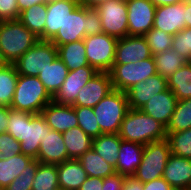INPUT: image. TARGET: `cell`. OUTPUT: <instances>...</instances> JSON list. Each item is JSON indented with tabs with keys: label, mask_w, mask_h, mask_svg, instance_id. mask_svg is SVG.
I'll return each mask as SVG.
<instances>
[{
	"label": "cell",
	"mask_w": 191,
	"mask_h": 190,
	"mask_svg": "<svg viewBox=\"0 0 191 190\" xmlns=\"http://www.w3.org/2000/svg\"><path fill=\"white\" fill-rule=\"evenodd\" d=\"M41 114H31L9 107L6 132L20 142L21 154L37 160L41 139L50 131Z\"/></svg>",
	"instance_id": "cell-1"
},
{
	"label": "cell",
	"mask_w": 191,
	"mask_h": 190,
	"mask_svg": "<svg viewBox=\"0 0 191 190\" xmlns=\"http://www.w3.org/2000/svg\"><path fill=\"white\" fill-rule=\"evenodd\" d=\"M166 127L140 109L129 108L120 125L118 135L124 141L141 145L166 139Z\"/></svg>",
	"instance_id": "cell-2"
},
{
	"label": "cell",
	"mask_w": 191,
	"mask_h": 190,
	"mask_svg": "<svg viewBox=\"0 0 191 190\" xmlns=\"http://www.w3.org/2000/svg\"><path fill=\"white\" fill-rule=\"evenodd\" d=\"M39 41L18 19L0 21V50L9 64H14Z\"/></svg>",
	"instance_id": "cell-3"
},
{
	"label": "cell",
	"mask_w": 191,
	"mask_h": 190,
	"mask_svg": "<svg viewBox=\"0 0 191 190\" xmlns=\"http://www.w3.org/2000/svg\"><path fill=\"white\" fill-rule=\"evenodd\" d=\"M51 101L53 97L38 77L19 74L11 108L41 114L43 108Z\"/></svg>",
	"instance_id": "cell-4"
},
{
	"label": "cell",
	"mask_w": 191,
	"mask_h": 190,
	"mask_svg": "<svg viewBox=\"0 0 191 190\" xmlns=\"http://www.w3.org/2000/svg\"><path fill=\"white\" fill-rule=\"evenodd\" d=\"M128 109L127 93L116 89L110 91L93 107L101 132L118 133Z\"/></svg>",
	"instance_id": "cell-5"
},
{
	"label": "cell",
	"mask_w": 191,
	"mask_h": 190,
	"mask_svg": "<svg viewBox=\"0 0 191 190\" xmlns=\"http://www.w3.org/2000/svg\"><path fill=\"white\" fill-rule=\"evenodd\" d=\"M170 155L171 151L166 139L144 145L141 163L133 176L142 183L162 178Z\"/></svg>",
	"instance_id": "cell-6"
},
{
	"label": "cell",
	"mask_w": 191,
	"mask_h": 190,
	"mask_svg": "<svg viewBox=\"0 0 191 190\" xmlns=\"http://www.w3.org/2000/svg\"><path fill=\"white\" fill-rule=\"evenodd\" d=\"M153 56L128 64H113L109 74L113 89L127 92L132 86L156 74Z\"/></svg>",
	"instance_id": "cell-7"
},
{
	"label": "cell",
	"mask_w": 191,
	"mask_h": 190,
	"mask_svg": "<svg viewBox=\"0 0 191 190\" xmlns=\"http://www.w3.org/2000/svg\"><path fill=\"white\" fill-rule=\"evenodd\" d=\"M117 40L106 33L86 36L83 39L87 61L97 72L109 73L112 69Z\"/></svg>",
	"instance_id": "cell-8"
},
{
	"label": "cell",
	"mask_w": 191,
	"mask_h": 190,
	"mask_svg": "<svg viewBox=\"0 0 191 190\" xmlns=\"http://www.w3.org/2000/svg\"><path fill=\"white\" fill-rule=\"evenodd\" d=\"M57 56L58 49L51 41L39 40L14 63V66L20 75L37 77Z\"/></svg>",
	"instance_id": "cell-9"
},
{
	"label": "cell",
	"mask_w": 191,
	"mask_h": 190,
	"mask_svg": "<svg viewBox=\"0 0 191 190\" xmlns=\"http://www.w3.org/2000/svg\"><path fill=\"white\" fill-rule=\"evenodd\" d=\"M96 10L101 19L103 33L117 39L128 35L126 0H108Z\"/></svg>",
	"instance_id": "cell-10"
},
{
	"label": "cell",
	"mask_w": 191,
	"mask_h": 190,
	"mask_svg": "<svg viewBox=\"0 0 191 190\" xmlns=\"http://www.w3.org/2000/svg\"><path fill=\"white\" fill-rule=\"evenodd\" d=\"M88 36V8L80 4L69 13L62 28L50 40L56 47Z\"/></svg>",
	"instance_id": "cell-11"
},
{
	"label": "cell",
	"mask_w": 191,
	"mask_h": 190,
	"mask_svg": "<svg viewBox=\"0 0 191 190\" xmlns=\"http://www.w3.org/2000/svg\"><path fill=\"white\" fill-rule=\"evenodd\" d=\"M128 35L144 36L154 25L156 6L149 0H126Z\"/></svg>",
	"instance_id": "cell-12"
},
{
	"label": "cell",
	"mask_w": 191,
	"mask_h": 190,
	"mask_svg": "<svg viewBox=\"0 0 191 190\" xmlns=\"http://www.w3.org/2000/svg\"><path fill=\"white\" fill-rule=\"evenodd\" d=\"M98 72L90 65L70 70L53 101L62 105H73L79 91Z\"/></svg>",
	"instance_id": "cell-13"
},
{
	"label": "cell",
	"mask_w": 191,
	"mask_h": 190,
	"mask_svg": "<svg viewBox=\"0 0 191 190\" xmlns=\"http://www.w3.org/2000/svg\"><path fill=\"white\" fill-rule=\"evenodd\" d=\"M112 90L110 74L107 72H98L82 87L72 106L93 108Z\"/></svg>",
	"instance_id": "cell-14"
},
{
	"label": "cell",
	"mask_w": 191,
	"mask_h": 190,
	"mask_svg": "<svg viewBox=\"0 0 191 190\" xmlns=\"http://www.w3.org/2000/svg\"><path fill=\"white\" fill-rule=\"evenodd\" d=\"M152 56L144 36L127 35L117 40L114 64L135 63Z\"/></svg>",
	"instance_id": "cell-15"
},
{
	"label": "cell",
	"mask_w": 191,
	"mask_h": 190,
	"mask_svg": "<svg viewBox=\"0 0 191 190\" xmlns=\"http://www.w3.org/2000/svg\"><path fill=\"white\" fill-rule=\"evenodd\" d=\"M168 89L167 78L159 73L147 78L145 81L136 83L126 93L128 97V106L131 109H140L154 95Z\"/></svg>",
	"instance_id": "cell-16"
},
{
	"label": "cell",
	"mask_w": 191,
	"mask_h": 190,
	"mask_svg": "<svg viewBox=\"0 0 191 190\" xmlns=\"http://www.w3.org/2000/svg\"><path fill=\"white\" fill-rule=\"evenodd\" d=\"M185 27V0L177 4L156 7L153 28L174 36Z\"/></svg>",
	"instance_id": "cell-17"
},
{
	"label": "cell",
	"mask_w": 191,
	"mask_h": 190,
	"mask_svg": "<svg viewBox=\"0 0 191 190\" xmlns=\"http://www.w3.org/2000/svg\"><path fill=\"white\" fill-rule=\"evenodd\" d=\"M41 115L52 130L60 133L78 126L77 115L71 105H62L51 101L43 108Z\"/></svg>",
	"instance_id": "cell-18"
},
{
	"label": "cell",
	"mask_w": 191,
	"mask_h": 190,
	"mask_svg": "<svg viewBox=\"0 0 191 190\" xmlns=\"http://www.w3.org/2000/svg\"><path fill=\"white\" fill-rule=\"evenodd\" d=\"M37 160L43 164H60L70 160L62 133L50 129L41 139Z\"/></svg>",
	"instance_id": "cell-19"
},
{
	"label": "cell",
	"mask_w": 191,
	"mask_h": 190,
	"mask_svg": "<svg viewBox=\"0 0 191 190\" xmlns=\"http://www.w3.org/2000/svg\"><path fill=\"white\" fill-rule=\"evenodd\" d=\"M177 101V97L168 88L167 90L154 95V97L149 99L140 110L167 127L171 116L175 111Z\"/></svg>",
	"instance_id": "cell-20"
},
{
	"label": "cell",
	"mask_w": 191,
	"mask_h": 190,
	"mask_svg": "<svg viewBox=\"0 0 191 190\" xmlns=\"http://www.w3.org/2000/svg\"><path fill=\"white\" fill-rule=\"evenodd\" d=\"M162 178L172 188L187 189L191 187V159L171 154Z\"/></svg>",
	"instance_id": "cell-21"
},
{
	"label": "cell",
	"mask_w": 191,
	"mask_h": 190,
	"mask_svg": "<svg viewBox=\"0 0 191 190\" xmlns=\"http://www.w3.org/2000/svg\"><path fill=\"white\" fill-rule=\"evenodd\" d=\"M79 5L78 0H58L47 4L44 40L50 41L62 28L70 12Z\"/></svg>",
	"instance_id": "cell-22"
},
{
	"label": "cell",
	"mask_w": 191,
	"mask_h": 190,
	"mask_svg": "<svg viewBox=\"0 0 191 190\" xmlns=\"http://www.w3.org/2000/svg\"><path fill=\"white\" fill-rule=\"evenodd\" d=\"M144 145L121 140L115 172L124 176H133L139 167Z\"/></svg>",
	"instance_id": "cell-23"
},
{
	"label": "cell",
	"mask_w": 191,
	"mask_h": 190,
	"mask_svg": "<svg viewBox=\"0 0 191 190\" xmlns=\"http://www.w3.org/2000/svg\"><path fill=\"white\" fill-rule=\"evenodd\" d=\"M58 184L62 190H78L88 175L80 162L70 159L57 164Z\"/></svg>",
	"instance_id": "cell-24"
},
{
	"label": "cell",
	"mask_w": 191,
	"mask_h": 190,
	"mask_svg": "<svg viewBox=\"0 0 191 190\" xmlns=\"http://www.w3.org/2000/svg\"><path fill=\"white\" fill-rule=\"evenodd\" d=\"M68 68L57 56L53 62L46 66L37 76L45 86L49 94L54 97L61 88L65 78L68 75Z\"/></svg>",
	"instance_id": "cell-25"
},
{
	"label": "cell",
	"mask_w": 191,
	"mask_h": 190,
	"mask_svg": "<svg viewBox=\"0 0 191 190\" xmlns=\"http://www.w3.org/2000/svg\"><path fill=\"white\" fill-rule=\"evenodd\" d=\"M69 159L78 160L87 150L92 148L93 138L79 126L62 133Z\"/></svg>",
	"instance_id": "cell-26"
},
{
	"label": "cell",
	"mask_w": 191,
	"mask_h": 190,
	"mask_svg": "<svg viewBox=\"0 0 191 190\" xmlns=\"http://www.w3.org/2000/svg\"><path fill=\"white\" fill-rule=\"evenodd\" d=\"M46 16L47 4L40 3L21 11L18 20L39 37V40H44Z\"/></svg>",
	"instance_id": "cell-27"
},
{
	"label": "cell",
	"mask_w": 191,
	"mask_h": 190,
	"mask_svg": "<svg viewBox=\"0 0 191 190\" xmlns=\"http://www.w3.org/2000/svg\"><path fill=\"white\" fill-rule=\"evenodd\" d=\"M57 49L58 57L67 66L69 71L89 65L86 58L85 44L83 39L60 45L57 47Z\"/></svg>",
	"instance_id": "cell-28"
},
{
	"label": "cell",
	"mask_w": 191,
	"mask_h": 190,
	"mask_svg": "<svg viewBox=\"0 0 191 190\" xmlns=\"http://www.w3.org/2000/svg\"><path fill=\"white\" fill-rule=\"evenodd\" d=\"M121 140L122 139L118 133L101 134L100 136L93 138L92 148L115 168Z\"/></svg>",
	"instance_id": "cell-29"
},
{
	"label": "cell",
	"mask_w": 191,
	"mask_h": 190,
	"mask_svg": "<svg viewBox=\"0 0 191 190\" xmlns=\"http://www.w3.org/2000/svg\"><path fill=\"white\" fill-rule=\"evenodd\" d=\"M78 161L89 177L106 178L115 173V168L96 153L93 148L87 150Z\"/></svg>",
	"instance_id": "cell-30"
},
{
	"label": "cell",
	"mask_w": 191,
	"mask_h": 190,
	"mask_svg": "<svg viewBox=\"0 0 191 190\" xmlns=\"http://www.w3.org/2000/svg\"><path fill=\"white\" fill-rule=\"evenodd\" d=\"M33 160L24 154L0 160V190L7 187Z\"/></svg>",
	"instance_id": "cell-31"
},
{
	"label": "cell",
	"mask_w": 191,
	"mask_h": 190,
	"mask_svg": "<svg viewBox=\"0 0 191 190\" xmlns=\"http://www.w3.org/2000/svg\"><path fill=\"white\" fill-rule=\"evenodd\" d=\"M168 88L177 100L191 98V64L186 62L182 67L167 78Z\"/></svg>",
	"instance_id": "cell-32"
},
{
	"label": "cell",
	"mask_w": 191,
	"mask_h": 190,
	"mask_svg": "<svg viewBox=\"0 0 191 190\" xmlns=\"http://www.w3.org/2000/svg\"><path fill=\"white\" fill-rule=\"evenodd\" d=\"M156 71L162 77L168 78L180 67H182L186 62H188L184 57L179 55L177 51L170 48L164 52L153 55Z\"/></svg>",
	"instance_id": "cell-33"
},
{
	"label": "cell",
	"mask_w": 191,
	"mask_h": 190,
	"mask_svg": "<svg viewBox=\"0 0 191 190\" xmlns=\"http://www.w3.org/2000/svg\"><path fill=\"white\" fill-rule=\"evenodd\" d=\"M19 74L14 64L0 69V106L10 107L16 89Z\"/></svg>",
	"instance_id": "cell-34"
},
{
	"label": "cell",
	"mask_w": 191,
	"mask_h": 190,
	"mask_svg": "<svg viewBox=\"0 0 191 190\" xmlns=\"http://www.w3.org/2000/svg\"><path fill=\"white\" fill-rule=\"evenodd\" d=\"M59 188L56 164L39 163L31 190H55Z\"/></svg>",
	"instance_id": "cell-35"
},
{
	"label": "cell",
	"mask_w": 191,
	"mask_h": 190,
	"mask_svg": "<svg viewBox=\"0 0 191 190\" xmlns=\"http://www.w3.org/2000/svg\"><path fill=\"white\" fill-rule=\"evenodd\" d=\"M191 128V98L178 100L166 132H178Z\"/></svg>",
	"instance_id": "cell-36"
},
{
	"label": "cell",
	"mask_w": 191,
	"mask_h": 190,
	"mask_svg": "<svg viewBox=\"0 0 191 190\" xmlns=\"http://www.w3.org/2000/svg\"><path fill=\"white\" fill-rule=\"evenodd\" d=\"M171 154L191 159V128L178 132H166Z\"/></svg>",
	"instance_id": "cell-37"
},
{
	"label": "cell",
	"mask_w": 191,
	"mask_h": 190,
	"mask_svg": "<svg viewBox=\"0 0 191 190\" xmlns=\"http://www.w3.org/2000/svg\"><path fill=\"white\" fill-rule=\"evenodd\" d=\"M77 115L78 126L92 138L101 134V129L96 120V115L92 107L73 106Z\"/></svg>",
	"instance_id": "cell-38"
},
{
	"label": "cell",
	"mask_w": 191,
	"mask_h": 190,
	"mask_svg": "<svg viewBox=\"0 0 191 190\" xmlns=\"http://www.w3.org/2000/svg\"><path fill=\"white\" fill-rule=\"evenodd\" d=\"M144 37L152 55L169 50L172 45L173 36L157 28H152Z\"/></svg>",
	"instance_id": "cell-39"
},
{
	"label": "cell",
	"mask_w": 191,
	"mask_h": 190,
	"mask_svg": "<svg viewBox=\"0 0 191 190\" xmlns=\"http://www.w3.org/2000/svg\"><path fill=\"white\" fill-rule=\"evenodd\" d=\"M38 165L39 161L33 160L27 165V167L22 171V173L19 174V176H17L3 190H31Z\"/></svg>",
	"instance_id": "cell-40"
},
{
	"label": "cell",
	"mask_w": 191,
	"mask_h": 190,
	"mask_svg": "<svg viewBox=\"0 0 191 190\" xmlns=\"http://www.w3.org/2000/svg\"><path fill=\"white\" fill-rule=\"evenodd\" d=\"M171 48L184 57L191 60V28L185 27L173 36Z\"/></svg>",
	"instance_id": "cell-41"
},
{
	"label": "cell",
	"mask_w": 191,
	"mask_h": 190,
	"mask_svg": "<svg viewBox=\"0 0 191 190\" xmlns=\"http://www.w3.org/2000/svg\"><path fill=\"white\" fill-rule=\"evenodd\" d=\"M21 154L20 142L8 132L0 133V160Z\"/></svg>",
	"instance_id": "cell-42"
},
{
	"label": "cell",
	"mask_w": 191,
	"mask_h": 190,
	"mask_svg": "<svg viewBox=\"0 0 191 190\" xmlns=\"http://www.w3.org/2000/svg\"><path fill=\"white\" fill-rule=\"evenodd\" d=\"M19 15L17 0H0V21L15 20Z\"/></svg>",
	"instance_id": "cell-43"
},
{
	"label": "cell",
	"mask_w": 191,
	"mask_h": 190,
	"mask_svg": "<svg viewBox=\"0 0 191 190\" xmlns=\"http://www.w3.org/2000/svg\"><path fill=\"white\" fill-rule=\"evenodd\" d=\"M101 33H103V31L98 11L88 8V36Z\"/></svg>",
	"instance_id": "cell-44"
},
{
	"label": "cell",
	"mask_w": 191,
	"mask_h": 190,
	"mask_svg": "<svg viewBox=\"0 0 191 190\" xmlns=\"http://www.w3.org/2000/svg\"><path fill=\"white\" fill-rule=\"evenodd\" d=\"M124 179V175L115 172L113 175L103 178L102 190H122Z\"/></svg>",
	"instance_id": "cell-45"
},
{
	"label": "cell",
	"mask_w": 191,
	"mask_h": 190,
	"mask_svg": "<svg viewBox=\"0 0 191 190\" xmlns=\"http://www.w3.org/2000/svg\"><path fill=\"white\" fill-rule=\"evenodd\" d=\"M172 187L163 178L143 183V190H171Z\"/></svg>",
	"instance_id": "cell-46"
},
{
	"label": "cell",
	"mask_w": 191,
	"mask_h": 190,
	"mask_svg": "<svg viewBox=\"0 0 191 190\" xmlns=\"http://www.w3.org/2000/svg\"><path fill=\"white\" fill-rule=\"evenodd\" d=\"M103 178L87 177L78 190H102Z\"/></svg>",
	"instance_id": "cell-47"
},
{
	"label": "cell",
	"mask_w": 191,
	"mask_h": 190,
	"mask_svg": "<svg viewBox=\"0 0 191 190\" xmlns=\"http://www.w3.org/2000/svg\"><path fill=\"white\" fill-rule=\"evenodd\" d=\"M122 190H143V183L134 176H125Z\"/></svg>",
	"instance_id": "cell-48"
},
{
	"label": "cell",
	"mask_w": 191,
	"mask_h": 190,
	"mask_svg": "<svg viewBox=\"0 0 191 190\" xmlns=\"http://www.w3.org/2000/svg\"><path fill=\"white\" fill-rule=\"evenodd\" d=\"M9 117V107L0 106V133L6 132Z\"/></svg>",
	"instance_id": "cell-49"
},
{
	"label": "cell",
	"mask_w": 191,
	"mask_h": 190,
	"mask_svg": "<svg viewBox=\"0 0 191 190\" xmlns=\"http://www.w3.org/2000/svg\"><path fill=\"white\" fill-rule=\"evenodd\" d=\"M108 0H78V3L81 6H84L86 8H90V9H96L97 7H99L101 4H104L105 2H107Z\"/></svg>",
	"instance_id": "cell-50"
},
{
	"label": "cell",
	"mask_w": 191,
	"mask_h": 190,
	"mask_svg": "<svg viewBox=\"0 0 191 190\" xmlns=\"http://www.w3.org/2000/svg\"><path fill=\"white\" fill-rule=\"evenodd\" d=\"M19 11H23L35 4H40L41 0H17Z\"/></svg>",
	"instance_id": "cell-51"
},
{
	"label": "cell",
	"mask_w": 191,
	"mask_h": 190,
	"mask_svg": "<svg viewBox=\"0 0 191 190\" xmlns=\"http://www.w3.org/2000/svg\"><path fill=\"white\" fill-rule=\"evenodd\" d=\"M185 26L191 28V2L185 1Z\"/></svg>",
	"instance_id": "cell-52"
},
{
	"label": "cell",
	"mask_w": 191,
	"mask_h": 190,
	"mask_svg": "<svg viewBox=\"0 0 191 190\" xmlns=\"http://www.w3.org/2000/svg\"><path fill=\"white\" fill-rule=\"evenodd\" d=\"M149 1L157 7V6L177 4L183 2L184 0H149Z\"/></svg>",
	"instance_id": "cell-53"
},
{
	"label": "cell",
	"mask_w": 191,
	"mask_h": 190,
	"mask_svg": "<svg viewBox=\"0 0 191 190\" xmlns=\"http://www.w3.org/2000/svg\"><path fill=\"white\" fill-rule=\"evenodd\" d=\"M9 63L8 61L5 59L2 51L0 50V69L4 68L5 66H7Z\"/></svg>",
	"instance_id": "cell-54"
},
{
	"label": "cell",
	"mask_w": 191,
	"mask_h": 190,
	"mask_svg": "<svg viewBox=\"0 0 191 190\" xmlns=\"http://www.w3.org/2000/svg\"><path fill=\"white\" fill-rule=\"evenodd\" d=\"M55 1H58V0H41V3L49 4V3H53Z\"/></svg>",
	"instance_id": "cell-55"
},
{
	"label": "cell",
	"mask_w": 191,
	"mask_h": 190,
	"mask_svg": "<svg viewBox=\"0 0 191 190\" xmlns=\"http://www.w3.org/2000/svg\"><path fill=\"white\" fill-rule=\"evenodd\" d=\"M171 190H183V189H176V188H172Z\"/></svg>",
	"instance_id": "cell-56"
}]
</instances>
